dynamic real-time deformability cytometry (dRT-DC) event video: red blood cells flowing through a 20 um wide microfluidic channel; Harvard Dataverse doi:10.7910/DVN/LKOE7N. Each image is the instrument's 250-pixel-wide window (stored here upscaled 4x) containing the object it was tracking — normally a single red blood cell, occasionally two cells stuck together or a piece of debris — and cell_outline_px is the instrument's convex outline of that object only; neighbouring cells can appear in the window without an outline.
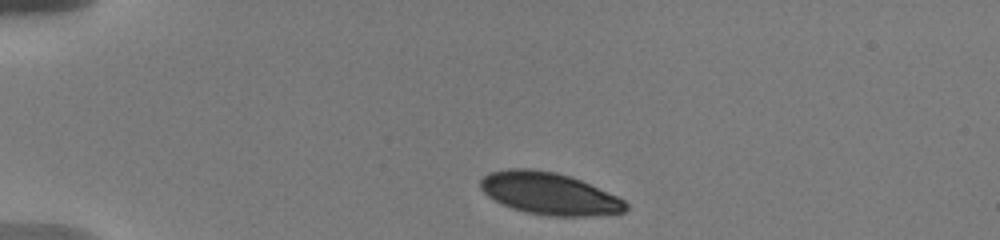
{"species": "human", "species_latin": "Homo sapiens", "temperature_condition": "warm", "stored_images_in_passage": 3, "camera_frame_rate_fps": 3000, "um_per_image_px": 0.085, "donor": {"sex": "male"}, "frame": {"image": 1, "passage_image": 1, "time_ms": 0.0, "image_size_px": [1000, 240], "cell_outline_px": [[628, 208], [624, 212], [592, 216], [548, 216], [524, 212], [500, 204], [488, 196], [480, 188], [480, 180], [488, 172], [508, 168], [528, 168], [556, 172], [580, 180], [616, 196], [624, 200], [628, 204]], "centroid_in_image_um": [46.65, 16.46], "position_along_channel_um": 38.4, "area_um2": 35.72}}